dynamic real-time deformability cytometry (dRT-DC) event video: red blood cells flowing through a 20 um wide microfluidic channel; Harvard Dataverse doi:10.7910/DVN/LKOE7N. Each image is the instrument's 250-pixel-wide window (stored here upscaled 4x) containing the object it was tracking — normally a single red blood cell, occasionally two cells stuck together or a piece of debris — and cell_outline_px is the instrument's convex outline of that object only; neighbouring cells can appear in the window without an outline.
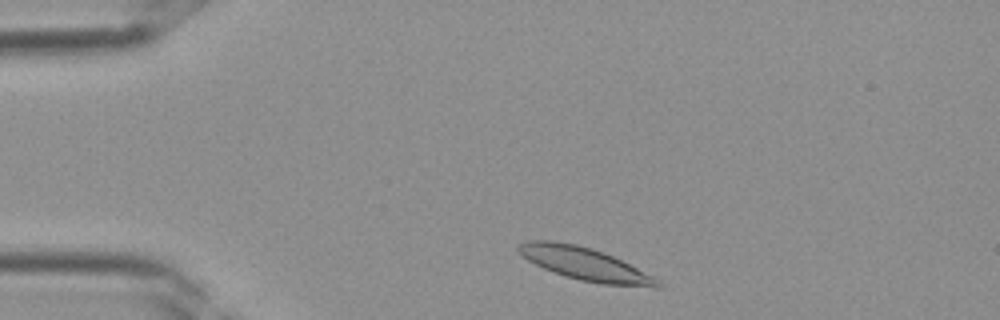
{"species": "Egyptian fruit bat (a non-hibernating species)", "species_latin": "Rousettus aegyptiacus", "temperature_condition": "room temperature", "stored_images_in_passage": 32, "camera_frame_rate_fps": 3000, "um_per_image_px": 0.085, "frame": {"image": 1, "passage_image": 2, "time_ms": 0.333, "image_size_px": [1000, 320], "cell_outline_px": [[664, 288], [656, 288], [604, 284], [580, 280], [544, 268], [528, 260], [516, 248], [520, 244], [528, 240], [552, 240], [576, 244], [592, 248], [604, 252], [660, 280], [664, 284]], "centroid_in_image_um": [49.77, 22.44], "position_along_channel_um": 35.2, "area_um2": 26.24}}
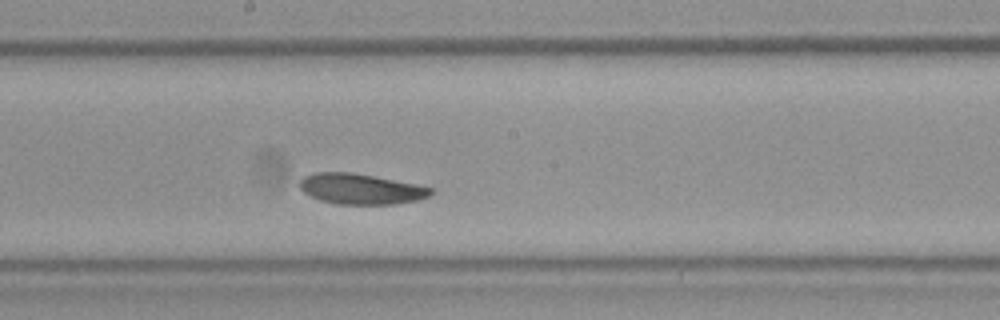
{"frame": {"image": 2, "passage_image": 15, "time_ms": 4.667, "image_size_px": [1000, 320], "cell_outline_px": [[436, 188], [428, 196], [420, 200], [396, 204], [336, 204], [320, 200], [304, 192], [300, 188], [300, 180], [304, 176], [316, 172], [352, 172], [416, 184]], "centroid_in_image_um": [30.7, 16.06], "position_along_channel_um": 217.5, "area_um2": 23.35}}
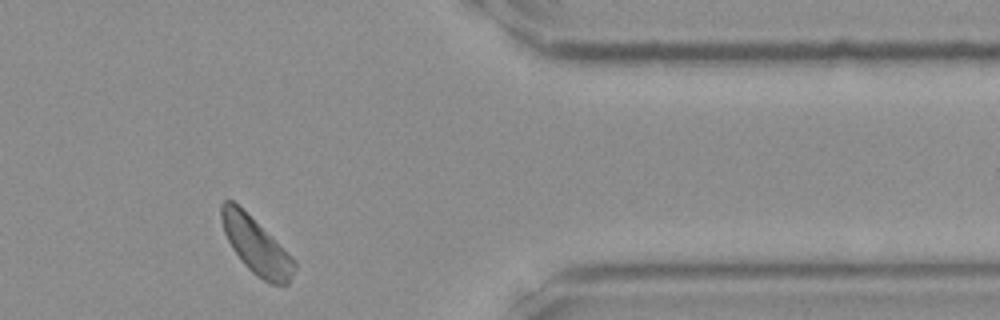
{"frame": {"image": 3, "passage_image": 26, "time_ms": 8.333, "image_size_px": [1000, 320], "cell_outline_px": [[296, 268], [288, 284], [272, 284], [256, 276], [244, 264], [232, 248], [224, 232], [220, 216], [220, 204], [224, 200], [232, 200], [292, 256], [296, 264]], "centroid_in_image_um": [21.76, 20.9], "position_along_channel_um": 389.6, "area_um2": 23.35}}